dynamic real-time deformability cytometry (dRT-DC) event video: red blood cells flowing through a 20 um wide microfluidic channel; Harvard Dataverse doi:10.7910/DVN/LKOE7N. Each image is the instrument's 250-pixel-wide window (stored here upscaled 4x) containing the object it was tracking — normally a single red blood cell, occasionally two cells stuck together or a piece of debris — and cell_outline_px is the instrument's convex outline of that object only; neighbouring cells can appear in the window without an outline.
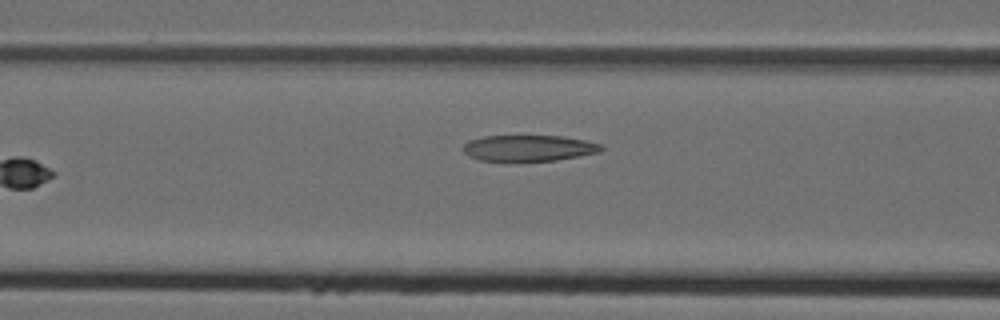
{"species": "Egyptian fruit bat (a non-hibernating species)", "species_latin": "Rousettus aegyptiacus", "temperature_condition": "cold", "stored_images_in_passage": 7, "camera_frame_rate_fps": 3000, "um_per_image_px": 0.085, "animal": {"sex": "female"}, "frame": {"image": 1, "passage_image": 7, "time_ms": 2.0, "image_size_px": [1000, 320], "cell_outline_px": [[604, 148], [600, 152], [556, 160], [504, 164], [480, 160], [468, 156], [464, 152], [464, 144], [468, 140], [484, 136], [564, 136], [584, 140], [600, 144]], "centroid_in_image_um": [44.87, 12.63], "position_along_channel_um": 121.7, "area_um2": 21.79}}